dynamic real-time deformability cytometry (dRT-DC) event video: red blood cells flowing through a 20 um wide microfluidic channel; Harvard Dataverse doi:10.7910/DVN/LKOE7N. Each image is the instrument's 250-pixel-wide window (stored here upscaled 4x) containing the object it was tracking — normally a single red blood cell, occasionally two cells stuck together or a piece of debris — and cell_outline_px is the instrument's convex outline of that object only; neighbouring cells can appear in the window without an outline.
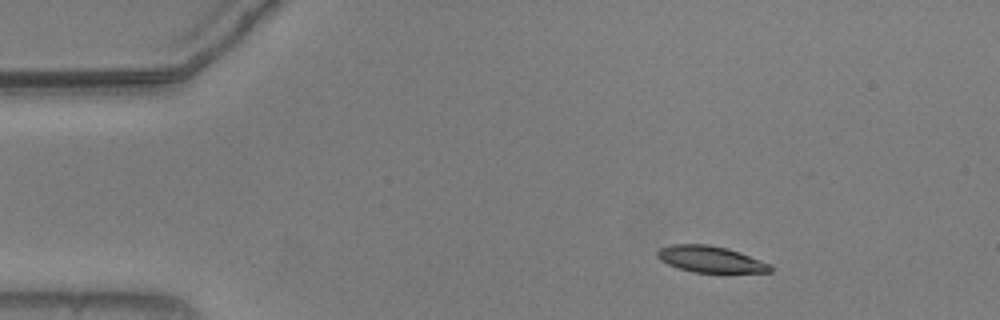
{"species": "common noctule bat (a hibernating species)", "species_latin": "Nyctalus noctula", "temperature_condition": "warm", "stored_images_in_passage": 38, "camera_frame_rate_fps": 3000, "um_per_image_px": 0.085, "animal": {"sex": "male", "body_mass_g": 20.5, "forearm_length_mm": 52.5}, "frame": {"image": 1, "passage_image": 1, "time_ms": 0.0, "image_size_px": [1000, 320], "cell_outline_px": [[772, 272], [696, 272], [680, 268], [668, 264], [660, 260], [656, 256], [656, 252], [660, 248], [672, 244], [708, 244], [728, 248], [740, 252], [772, 264]], "centroid_in_image_um": [60.4, 22.02], "position_along_channel_um": 24.6, "area_um2": 17.34}}
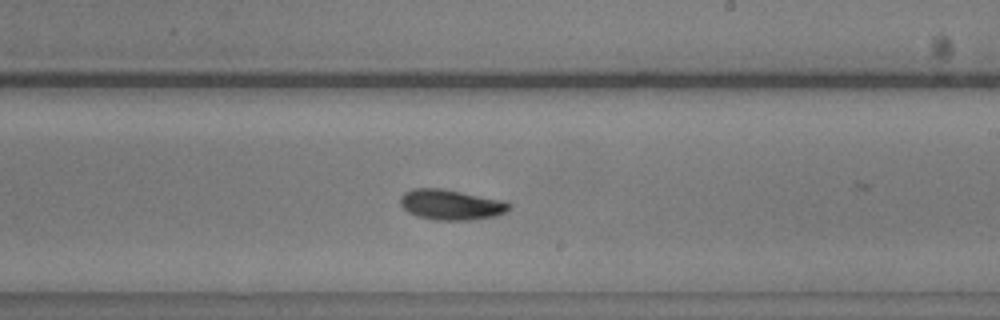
{"frame": {"image": 2, "passage_image": 25, "time_ms": 8.0, "image_size_px": [1000, 320], "cell_outline_px": [[512, 208], [496, 216], [468, 220], [432, 220], [416, 216], [408, 212], [400, 204], [400, 196], [404, 192], [412, 188], [440, 188], [508, 200], [512, 204]], "centroid_in_image_um": [38.36, 17.39], "position_along_channel_um": 250.6, "area_um2": 19.65}}
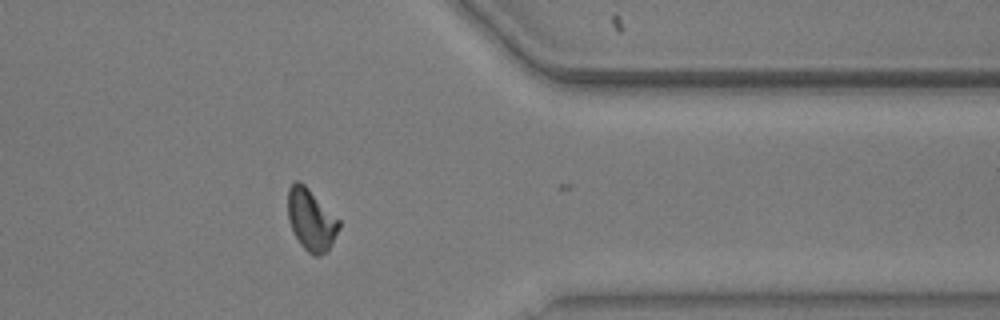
{"frame": {"image": 3, "passage_image": 37, "time_ms": 12.0, "image_size_px": [1000, 320], "cell_outline_px": [[340, 228], [328, 252], [320, 256], [312, 256], [300, 244], [288, 220], [288, 188], [296, 180], [300, 180], [340, 220]], "centroid_in_image_um": [26.46, 18.7], "position_along_channel_um": 384.9, "area_um2": 18.44}, "authors_computed_cell_mechanics": {"area_um2": 18.4093, "velocity_mm_per_s": 3.7025, "shape_relaxation_time_tau1_ms": 4.6258, "shape_relaxation_time_tau2_ms": 3.8486, "deformation_change_tau1": 0.1607, "deformation_change_tau2": 0.0897}}